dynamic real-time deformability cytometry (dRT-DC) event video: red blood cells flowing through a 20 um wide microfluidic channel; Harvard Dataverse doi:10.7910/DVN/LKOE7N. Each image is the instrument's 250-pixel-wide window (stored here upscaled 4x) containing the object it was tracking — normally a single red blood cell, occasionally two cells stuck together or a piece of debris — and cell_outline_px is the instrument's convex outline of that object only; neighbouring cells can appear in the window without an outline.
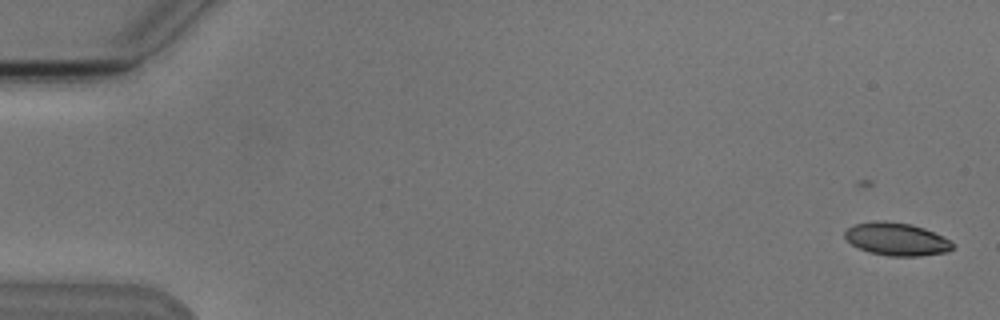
{"species": "Egyptian fruit bat (a non-hibernating species)", "species_latin": "Rousettus aegyptiacus", "temperature_condition": "cold", "stored_images_in_passage": 6, "camera_frame_rate_fps": 3000, "um_per_image_px": 0.085, "animal": {"sex": "male"}, "frame": {"image": 1, "passage_image": 1, "time_ms": 0.0, "image_size_px": [1000, 320], "cell_outline_px": [[956, 244], [948, 252], [920, 256], [888, 256], [868, 252], [852, 244], [844, 236], [844, 232], [852, 224], [884, 220], [912, 224], [924, 228], [944, 236], [952, 240]], "centroid_in_image_um": [76.25, 20.32], "position_along_channel_um": 8.7, "area_um2": 20.87}}
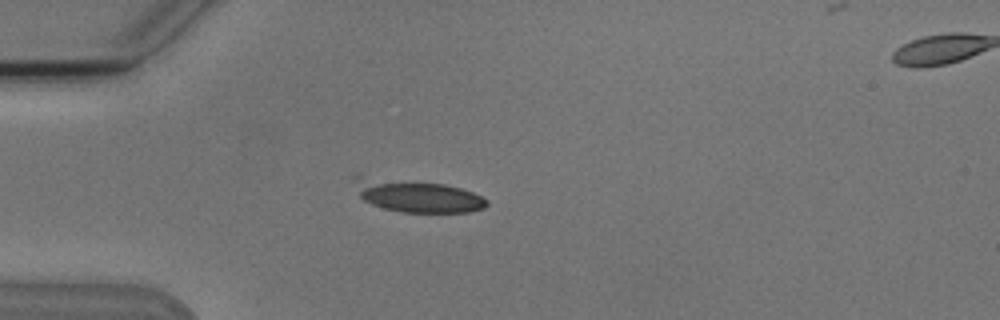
{"frame": {"image": 2, "passage_image": 5, "time_ms": 4.667, "image_size_px": [1000, 320], "cell_outline_px": [[488, 204], [484, 208], [468, 212], [400, 212], [384, 208], [372, 204], [364, 200], [360, 196], [360, 184], [444, 184], [460, 188], [472, 192], [488, 200]], "centroid_in_image_um": [35.88, 16.82], "position_along_channel_um": 49.1, "area_um2": 21.62}}